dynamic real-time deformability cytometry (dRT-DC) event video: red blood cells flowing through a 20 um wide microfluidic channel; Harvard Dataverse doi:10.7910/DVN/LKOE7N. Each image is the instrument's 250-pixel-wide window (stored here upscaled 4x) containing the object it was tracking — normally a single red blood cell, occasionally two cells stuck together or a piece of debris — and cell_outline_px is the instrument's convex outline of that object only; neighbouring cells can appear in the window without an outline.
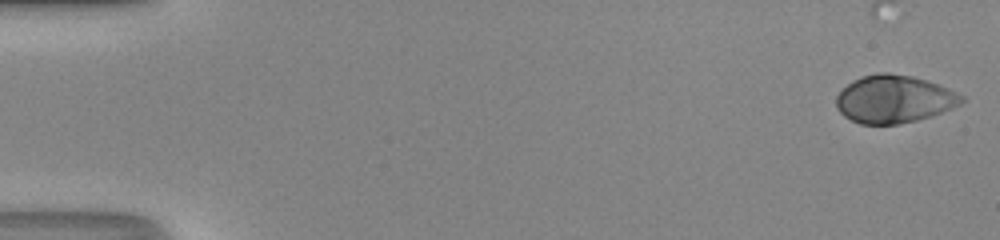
{"species": "human", "species_latin": "Homo sapiens", "temperature_condition": "room temperature", "stored_images_in_passage": 31, "camera_frame_rate_fps": 3000, "um_per_image_px": 0.085, "donor": {"sex": "male"}, "frame": {"image": 1, "passage_image": 1, "time_ms": 0.0, "image_size_px": [1000, 240], "cell_outline_px": [[964, 100], [960, 104], [952, 108], [932, 116], [900, 124], [860, 124], [844, 116], [836, 108], [836, 96], [852, 80], [876, 72], [888, 72], [912, 76], [940, 84], [964, 96]], "centroid_in_image_um": [76.0, 8.42], "position_along_channel_um": 9.0, "area_um2": 34.97}}
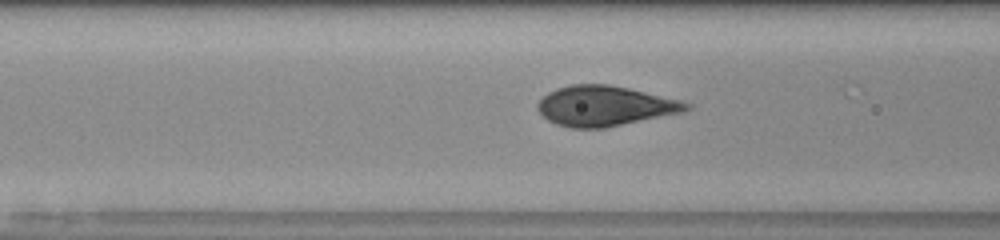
{"frame": {"image": 2, "passage_image": 21, "time_ms": 6.667, "image_size_px": [1000, 240], "cell_outline_px": [[692, 108], [684, 112], [604, 128], [572, 128], [556, 124], [548, 120], [536, 108], [536, 104], [548, 92], [556, 88], [572, 84], [608, 84], [628, 88], [680, 100], [692, 104]], "centroid_in_image_um": [51.41, 9.0], "position_along_channel_um": 115.2, "area_um2": 34.74}}
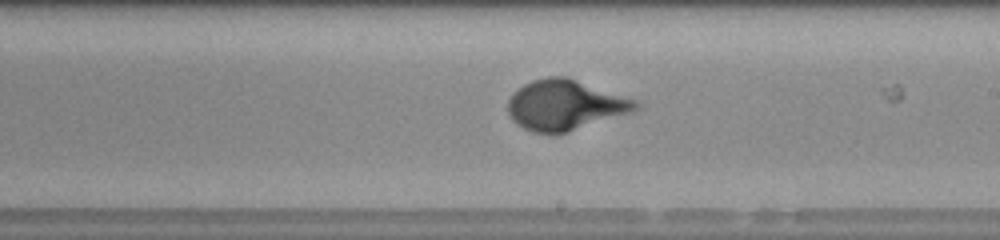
{"frame": {"image": 3, "passage_image": 30, "time_ms": 9.667, "image_size_px": [1000, 240], "cell_outline_px": [[640, 108], [636, 112], [568, 132], [532, 132], [516, 124], [512, 120], [508, 112], [508, 100], [512, 92], [524, 84], [532, 80], [548, 76], [568, 76], [636, 100], [640, 104]], "centroid_in_image_um": [48.07, 8.92], "position_along_channel_um": 240.9, "area_um2": 37.8}}